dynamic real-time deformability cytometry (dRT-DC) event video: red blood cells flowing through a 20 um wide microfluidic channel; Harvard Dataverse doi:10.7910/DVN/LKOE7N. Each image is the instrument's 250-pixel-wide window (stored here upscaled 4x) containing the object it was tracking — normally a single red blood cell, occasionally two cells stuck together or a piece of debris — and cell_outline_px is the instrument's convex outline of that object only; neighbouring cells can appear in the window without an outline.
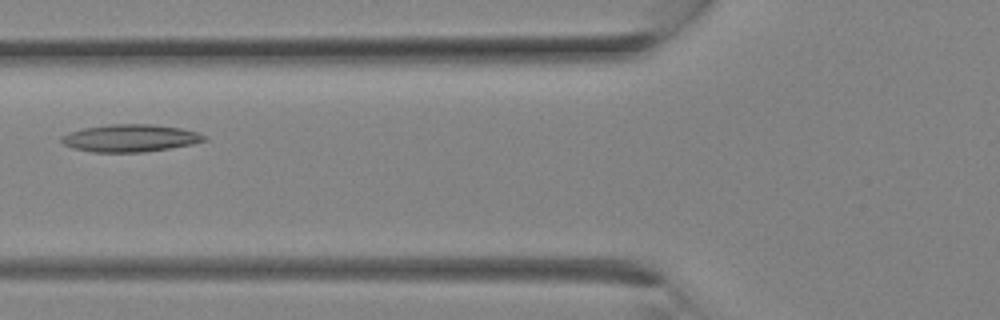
{"species": "Egyptian fruit bat (a non-hibernating species)", "species_latin": "Rousettus aegyptiacus", "temperature_condition": "room temperature", "stored_images_in_passage": 9, "camera_frame_rate_fps": 3000, "um_per_image_px": 0.085, "animal": {"sex": "female"}, "frame": {"image": 1, "passage_image": 8, "time_ms": 2.333, "image_size_px": [1000, 320], "cell_outline_px": [[208, 140], [192, 144], [144, 152], [92, 152], [72, 148], [64, 144], [60, 140], [60, 136], [68, 132], [84, 128], [108, 124], [152, 124], [180, 128], [196, 132], [208, 136]], "centroid_in_image_um": [11.05, 11.74], "position_along_channel_um": 114.7, "area_um2": 22.89}}